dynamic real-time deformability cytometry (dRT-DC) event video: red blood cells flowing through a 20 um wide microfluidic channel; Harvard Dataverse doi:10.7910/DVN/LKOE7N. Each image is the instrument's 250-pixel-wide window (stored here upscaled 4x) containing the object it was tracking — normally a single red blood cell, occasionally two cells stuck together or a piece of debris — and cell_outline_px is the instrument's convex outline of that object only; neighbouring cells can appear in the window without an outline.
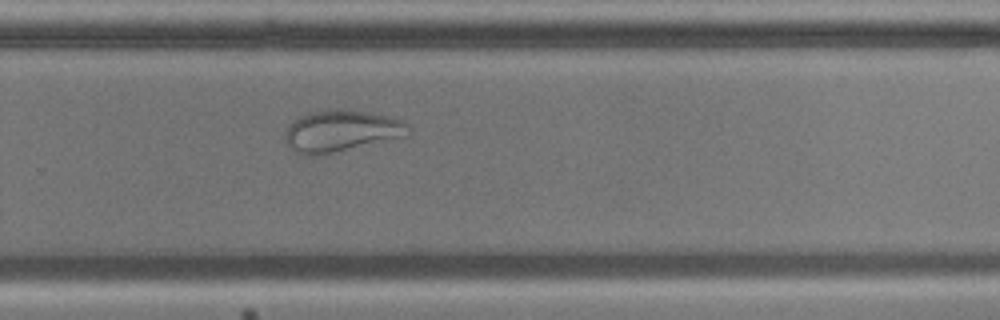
{"species": "common noctule bat (a hibernating species)", "species_latin": "Nyctalus noctula", "temperature_condition": "cold", "stored_images_in_passage": 55, "camera_frame_rate_fps": 3000, "um_per_image_px": 0.085, "animal": {"sex": "male", "body_mass_g": 17.9, "forearm_length_mm": 54.2}, "frame": {"image": 1, "passage_image": 36, "time_ms": 11.667, "image_size_px": [1000, 320], "cell_outline_px": [[412, 132], [408, 136], [316, 156], [300, 156], [288, 144], [284, 136], [284, 132], [288, 124], [296, 116], [304, 112], [332, 108], [340, 108], [368, 112], [388, 116], [404, 120], [408, 124]], "centroid_in_image_um": [28.98, 11.11], "position_along_channel_um": 300.8, "area_um2": 30.69}}
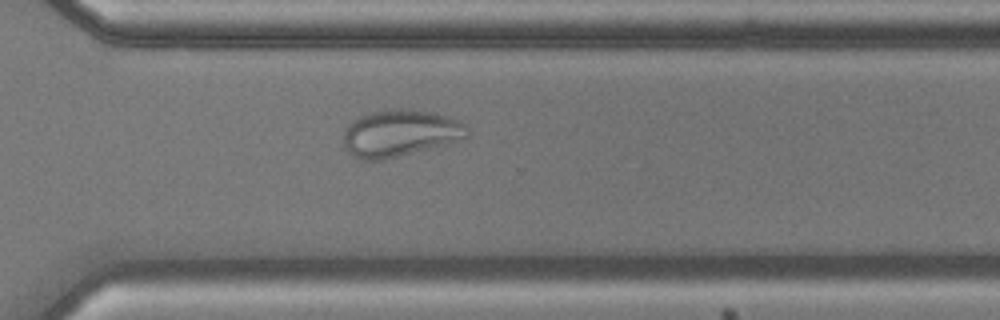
{"frame": {"image": 2, "passage_image": 39, "time_ms": 12.667, "image_size_px": [1000, 320], "cell_outline_px": [[468, 136], [444, 144], [380, 160], [360, 160], [348, 152], [344, 144], [344, 128], [352, 120], [368, 112], [388, 108], [412, 108], [432, 112], [448, 116], [464, 124], [468, 128]], "centroid_in_image_um": [33.95, 11.28], "position_along_channel_um": 336.7, "area_um2": 33.7}}
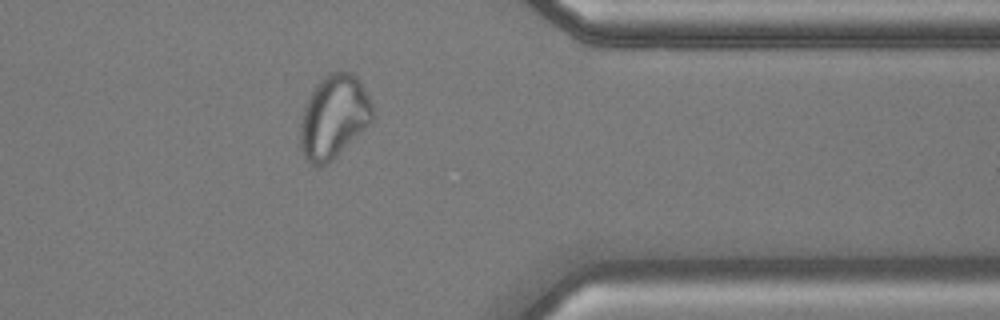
{"frame": {"image": 3, "passage_image": 44, "time_ms": 14.333, "image_size_px": [1000, 320], "cell_outline_px": [[372, 120], [332, 160], [320, 168], [312, 164], [304, 156], [300, 148], [300, 124], [304, 108], [316, 84], [328, 72], [340, 68], [352, 72], [360, 80], [372, 104]], "centroid_in_image_um": [28.36, 9.88], "position_along_channel_um": 383.0, "area_um2": 34.97}}